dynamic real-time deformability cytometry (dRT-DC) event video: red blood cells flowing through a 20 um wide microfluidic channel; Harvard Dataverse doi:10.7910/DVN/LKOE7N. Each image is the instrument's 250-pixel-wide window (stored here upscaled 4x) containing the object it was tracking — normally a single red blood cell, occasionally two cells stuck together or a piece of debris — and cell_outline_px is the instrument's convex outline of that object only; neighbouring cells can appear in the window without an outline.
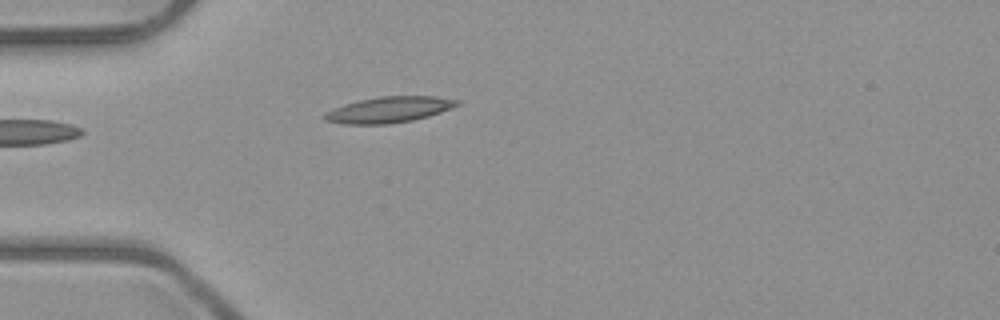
{"species": "common noctule bat (a hibernating species)", "species_latin": "Nyctalus noctula", "temperature_condition": "room temperature", "stored_images_in_passage": 5, "camera_frame_rate_fps": 3000, "um_per_image_px": 0.085, "animal": {"sex": "male", "body_mass_g": 23.1, "forearm_length_mm": 52.7}, "frame": {"image": 1, "passage_image": 5, "time_ms": 4.667, "image_size_px": [1000, 320], "cell_outline_px": [[460, 104], [440, 112], [428, 116], [412, 120], [388, 124], [344, 124], [324, 120], [324, 112], [332, 108], [344, 104], [360, 100], [380, 96], [436, 96], [460, 100]], "centroid_in_image_um": [33.04, 9.32], "position_along_channel_um": 52.0, "area_um2": 20.0}}